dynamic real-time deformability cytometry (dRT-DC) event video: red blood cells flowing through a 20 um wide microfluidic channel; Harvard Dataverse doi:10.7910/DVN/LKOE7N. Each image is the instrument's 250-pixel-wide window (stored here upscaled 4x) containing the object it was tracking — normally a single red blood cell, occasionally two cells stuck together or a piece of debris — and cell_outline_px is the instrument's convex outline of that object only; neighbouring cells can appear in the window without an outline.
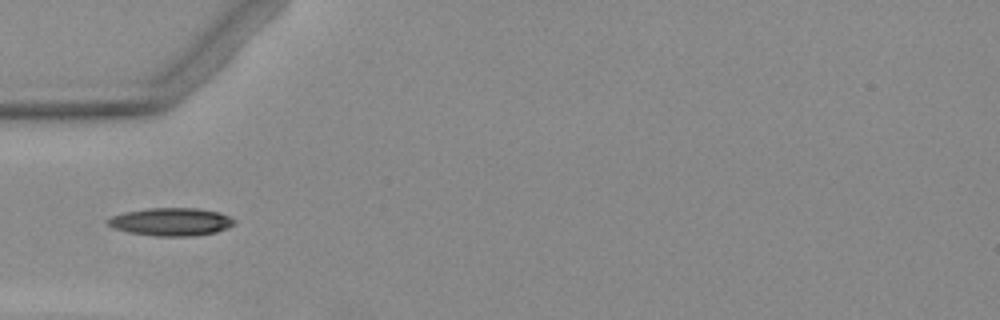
{"species": "Egyptian fruit bat (a non-hibernating species)", "species_latin": "Rousettus aegyptiacus", "temperature_condition": "warm", "stored_images_in_passage": 3, "camera_frame_rate_fps": 3000, "um_per_image_px": 0.085, "animal": {"sex": "female"}, "frame": {"image": 1, "passage_image": 3, "time_ms": 2.333, "image_size_px": [1000, 320], "cell_outline_px": [[236, 224], [216, 232], [192, 236], [156, 236], [128, 232], [116, 228], [108, 224], [108, 220], [112, 216], [124, 212], [148, 208], [196, 208], [220, 212], [236, 220]], "centroid_in_image_um": [14.59, 18.85], "position_along_channel_um": 70.4, "area_um2": 20.46}}